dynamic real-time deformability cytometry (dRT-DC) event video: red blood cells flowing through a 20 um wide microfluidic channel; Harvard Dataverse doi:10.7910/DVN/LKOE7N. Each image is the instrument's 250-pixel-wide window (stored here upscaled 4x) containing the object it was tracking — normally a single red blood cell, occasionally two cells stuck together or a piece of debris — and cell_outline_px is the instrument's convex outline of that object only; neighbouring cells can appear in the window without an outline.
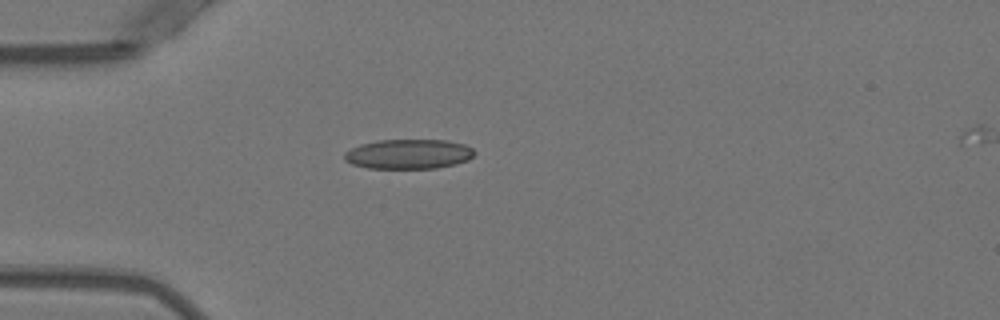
{"species": "Egyptian fruit bat (a non-hibernating species)", "species_latin": "Rousettus aegyptiacus", "temperature_condition": "warm", "stored_images_in_passage": 37, "camera_frame_rate_fps": 3000, "um_per_image_px": 0.085, "animal": {"sex": "female"}, "frame": {"image": 1, "passage_image": 1, "time_ms": 0.0, "image_size_px": [1000, 320], "cell_outline_px": [[476, 152], [468, 160], [456, 164], [436, 168], [368, 168], [352, 164], [344, 160], [344, 152], [360, 144], [380, 140], [448, 140], [464, 144], [472, 148]], "centroid_in_image_um": [34.73, 13.09], "position_along_channel_um": 50.3, "area_um2": 22.54}}
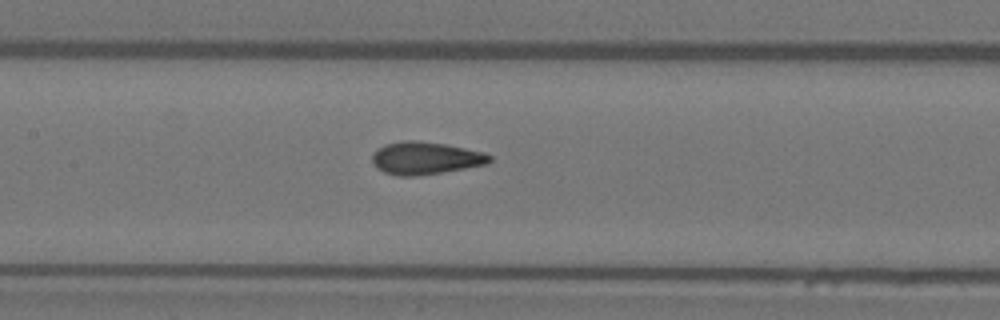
{"frame": {"image": 2, "passage_image": 11, "time_ms": 3.333, "image_size_px": [1000, 320], "cell_outline_px": [[492, 160], [488, 164], [440, 172], [412, 176], [396, 176], [384, 172], [376, 168], [372, 160], [372, 156], [376, 148], [384, 144], [408, 140], [416, 140], [444, 144], [484, 152], [492, 156]], "centroid_in_image_um": [36.13, 13.43], "position_along_channel_um": 171.3, "area_um2": 22.2}}
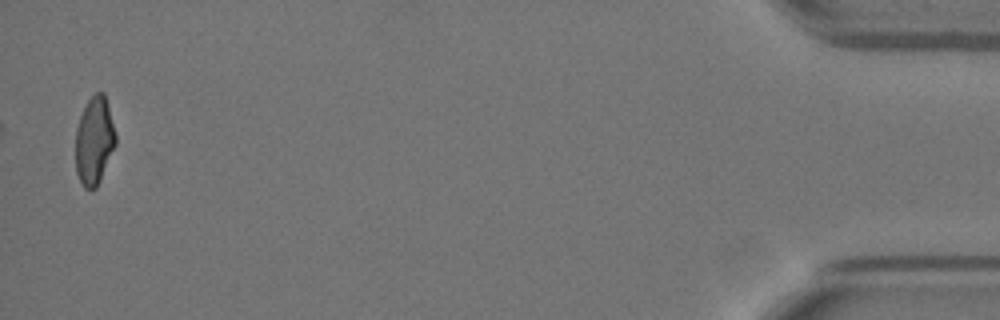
{"frame": {"image": 3, "passage_image": 37, "time_ms": 12.0, "image_size_px": [1000, 320], "cell_outline_px": [[116, 144], [100, 180], [96, 188], [84, 188], [76, 172], [76, 128], [80, 116], [88, 100], [96, 92], [104, 92], [116, 136]], "centroid_in_image_um": [8.01, 11.96], "position_along_channel_um": 427.2, "area_um2": 20.23}, "authors_computed_cell_mechanics": {"area_um2": 21.9062, "velocity_mm_per_s": 3.9767, "shape_relaxation_time_tau1_ms": 6.1041, "shape_relaxation_time_tau2_ms": 0.8861, "deformation_change_tau1": 0.1712, "deformation_change_tau2": 0.0874}}